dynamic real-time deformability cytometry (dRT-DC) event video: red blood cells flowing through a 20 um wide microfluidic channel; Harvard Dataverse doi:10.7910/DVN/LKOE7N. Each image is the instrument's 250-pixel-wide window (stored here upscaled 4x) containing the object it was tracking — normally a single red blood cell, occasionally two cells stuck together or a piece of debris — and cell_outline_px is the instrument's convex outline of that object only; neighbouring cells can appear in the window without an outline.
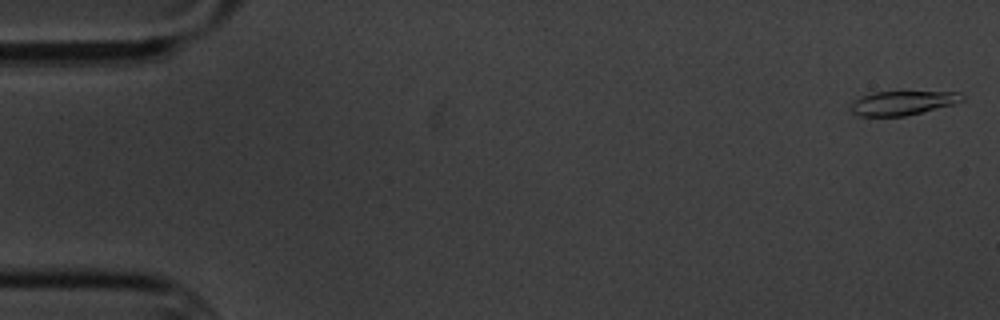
{"species": "common noctule bat (a hibernating species)", "species_latin": "Nyctalus noctula", "temperature_condition": "cold", "stored_images_in_passage": 3, "camera_frame_rate_fps": 3000, "um_per_image_px": 0.085, "animal": {"sex": "male", "body_mass_g": 20.1, "forearm_length_mm": 53.5}, "frame": {"image": 1, "passage_image": 1, "time_ms": 0.0, "image_size_px": [1000, 320], "cell_outline_px": [[964, 100], [956, 104], [904, 116], [860, 116], [852, 112], [848, 108], [848, 104], [852, 100], [860, 96], [872, 92], [960, 92], [964, 96]], "centroid_in_image_um": [76.67, 8.75], "position_along_channel_um": 8.3, "area_um2": 15.9}}